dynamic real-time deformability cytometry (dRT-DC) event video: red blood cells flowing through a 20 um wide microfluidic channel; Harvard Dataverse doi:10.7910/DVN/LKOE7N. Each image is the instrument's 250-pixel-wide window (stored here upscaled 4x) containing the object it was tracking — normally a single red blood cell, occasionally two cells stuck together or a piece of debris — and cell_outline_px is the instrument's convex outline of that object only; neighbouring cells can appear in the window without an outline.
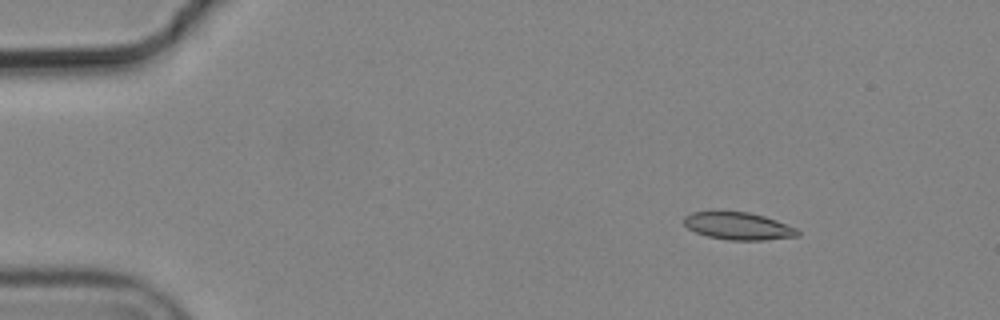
{"species": "common noctule bat (a hibernating species)", "species_latin": "Nyctalus noctula", "temperature_condition": "cold", "stored_images_in_passage": 5, "camera_frame_rate_fps": 3000, "um_per_image_px": 0.085, "animal": {"sex": "male", "body_mass_g": 19.2, "forearm_length_mm": 51.8}, "frame": {"image": 1, "passage_image": 1, "time_ms": 0.0, "image_size_px": [1000, 320], "cell_outline_px": [[800, 236], [764, 240], [728, 240], [708, 236], [696, 232], [688, 228], [684, 224], [684, 216], [692, 212], [748, 212], [764, 216], [776, 220], [796, 228], [800, 232]], "centroid_in_image_um": [62.77, 19.22], "position_along_channel_um": 22.2, "area_um2": 18.03}}
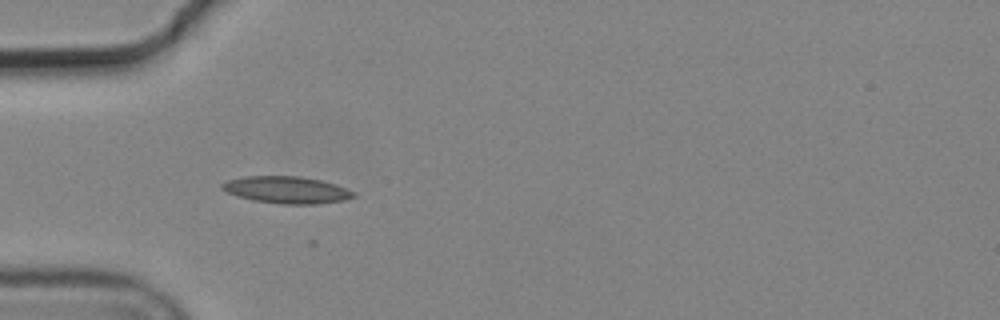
{"frame": {"image": 2, "passage_image": 4, "time_ms": 1.0, "image_size_px": [1000, 320], "cell_outline_px": [[356, 196], [344, 200], [316, 204], [280, 204], [252, 200], [236, 196], [220, 188], [220, 184], [228, 180], [244, 176], [300, 176], [320, 180], [336, 184], [356, 192]], "centroid_in_image_um": [24.36, 16.14], "position_along_channel_um": 60.6, "area_um2": 20.81}}
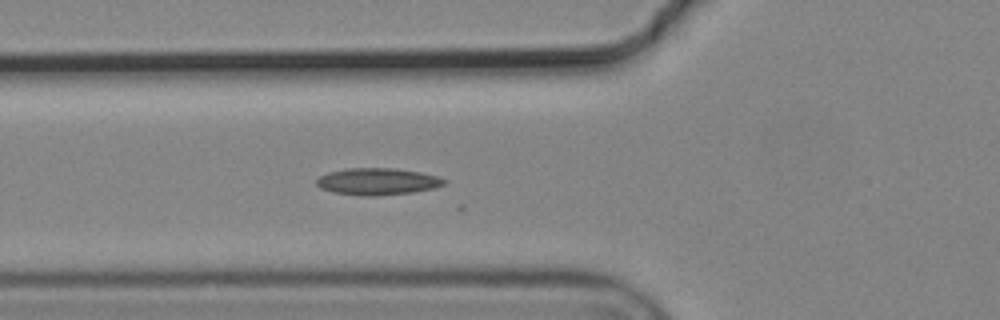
{"frame": {"image": 3, "passage_image": 5, "time_ms": 1.333, "image_size_px": [1000, 320], "cell_outline_px": [[448, 180], [444, 184], [432, 188], [412, 192], [376, 196], [360, 196], [332, 192], [320, 188], [316, 184], [316, 180], [320, 176], [328, 172], [348, 168], [396, 168], [420, 172], [436, 176]], "centroid_in_image_um": [32.05, 15.43], "position_along_channel_um": 93.7, "area_um2": 20.0}}